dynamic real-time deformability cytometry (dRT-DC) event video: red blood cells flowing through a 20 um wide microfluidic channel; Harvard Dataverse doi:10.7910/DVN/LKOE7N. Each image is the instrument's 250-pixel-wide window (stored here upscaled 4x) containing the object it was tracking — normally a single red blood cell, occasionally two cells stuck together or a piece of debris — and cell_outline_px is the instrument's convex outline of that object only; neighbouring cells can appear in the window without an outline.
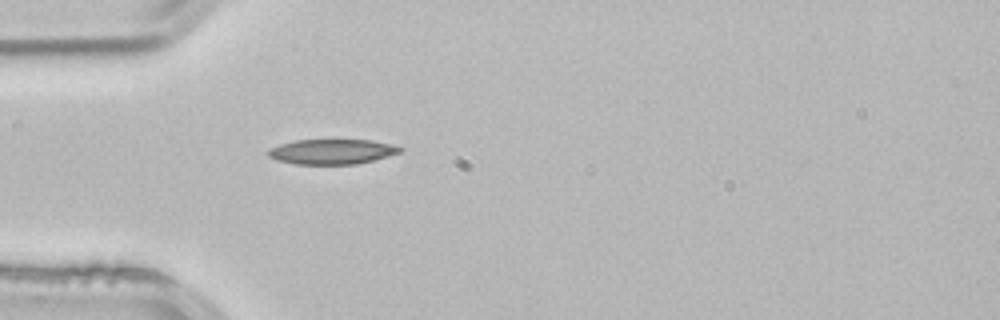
{"species": "common noctule bat (a hibernating species)", "species_latin": "Nyctalus noctula", "temperature_condition": "room temperature", "stored_images_in_passage": 1, "camera_frame_rate_fps": 3000, "um_per_image_px": 0.085, "animal": {"sex": "male", "body_mass_g": 21.5, "forearm_length_mm": 52.0}, "frame": {"image": 1, "passage_image": 1, "time_ms": 0.0, "image_size_px": [1000, 320], "cell_outline_px": [[404, 148], [400, 152], [372, 160], [356, 164], [296, 164], [276, 160], [268, 156], [268, 148], [280, 144], [296, 140], [372, 140]], "centroid_in_image_um": [28.16, 12.89], "position_along_channel_um": 56.8, "area_um2": 19.02}}